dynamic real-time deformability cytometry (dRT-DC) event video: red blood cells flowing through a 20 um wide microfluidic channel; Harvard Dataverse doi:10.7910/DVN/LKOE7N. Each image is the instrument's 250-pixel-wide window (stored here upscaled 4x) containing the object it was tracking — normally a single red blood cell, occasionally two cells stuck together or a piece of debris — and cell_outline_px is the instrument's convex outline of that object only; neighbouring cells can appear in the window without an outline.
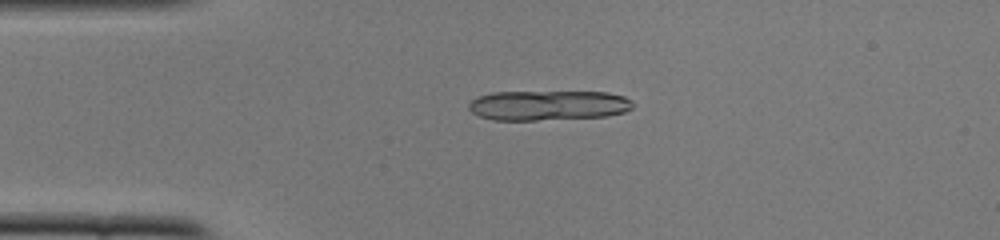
{"species": "common noctule bat (a hibernating species)", "species_latin": "Nyctalus noctula", "temperature_condition": "cold", "stored_images_in_passage": 40, "camera_frame_rate_fps": 3000, "um_per_image_px": 0.085, "animal": {"sex": "female", "body_mass_g": 22.0, "forearm_length_mm": 56.7}, "frame": {"image": 1, "passage_image": 1, "time_ms": 0.0, "image_size_px": [1000, 240], "cell_outline_px": [[636, 104], [632, 108], [624, 112], [604, 116], [536, 120], [492, 120], [480, 116], [472, 112], [468, 108], [468, 104], [472, 100], [480, 96], [492, 92], [608, 92], [624, 96], [632, 100]], "centroid_in_image_um": [46.62, 8.95], "position_along_channel_um": 38.4, "area_um2": 28.67}}
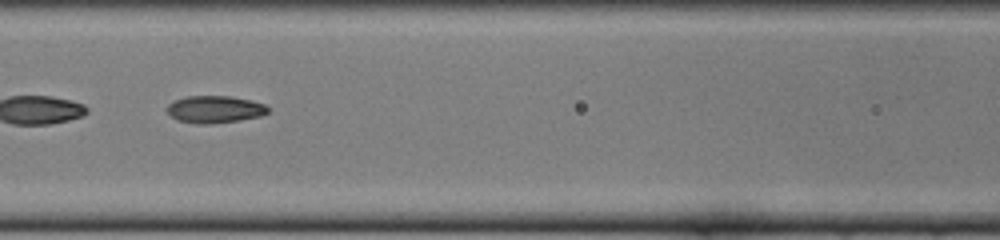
{"frame": {"image": 2, "passage_image": 12, "time_ms": 3.667, "image_size_px": [1000, 240], "cell_outline_px": [[268, 112], [260, 116], [240, 120], [212, 124], [196, 124], [176, 120], [168, 112], [168, 104], [172, 100], [188, 96], [232, 96], [252, 100], [264, 104], [268, 108]], "centroid_in_image_um": [18.25, 9.29], "position_along_channel_um": 148.4, "area_um2": 16.13}, "authors_computed_cell_mechanics": {"area_um2": 15.9817, "velocity_mm_per_s": 3.9478, "shape_relaxation_time_tau1_ms": 10.3702, "shape_relaxation_time_tau2_ms": 2.3293, "deformation_change_tau1": 0.2497, "deformation_change_tau2": 0.076}}